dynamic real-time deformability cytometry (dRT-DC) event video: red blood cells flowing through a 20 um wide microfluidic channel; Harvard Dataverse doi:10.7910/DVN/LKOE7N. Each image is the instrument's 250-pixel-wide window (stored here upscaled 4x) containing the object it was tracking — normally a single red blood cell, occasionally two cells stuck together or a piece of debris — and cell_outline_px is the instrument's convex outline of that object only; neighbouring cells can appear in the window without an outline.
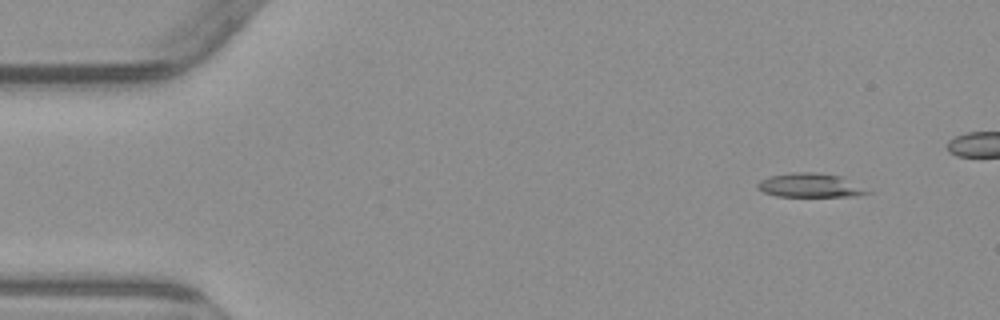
{"species": "common noctule bat (a hibernating species)", "species_latin": "Nyctalus noctula", "temperature_condition": "warm", "stored_images_in_passage": 6, "camera_frame_rate_fps": 3000, "um_per_image_px": 0.085, "animal": {"sex": "male", "body_mass_g": 23.1, "forearm_length_mm": 52.7}, "frame": {"image": 1, "passage_image": 2, "time_ms": 1.333, "image_size_px": [1000, 320], "cell_outline_px": [[872, 192], [856, 196], [776, 196], [764, 192], [756, 188], [756, 184], [760, 180], [768, 176], [792, 172], [816, 172], [844, 176]], "centroid_in_image_um": [68.86, 15.74], "position_along_channel_um": 16.1, "area_um2": 15.55}}